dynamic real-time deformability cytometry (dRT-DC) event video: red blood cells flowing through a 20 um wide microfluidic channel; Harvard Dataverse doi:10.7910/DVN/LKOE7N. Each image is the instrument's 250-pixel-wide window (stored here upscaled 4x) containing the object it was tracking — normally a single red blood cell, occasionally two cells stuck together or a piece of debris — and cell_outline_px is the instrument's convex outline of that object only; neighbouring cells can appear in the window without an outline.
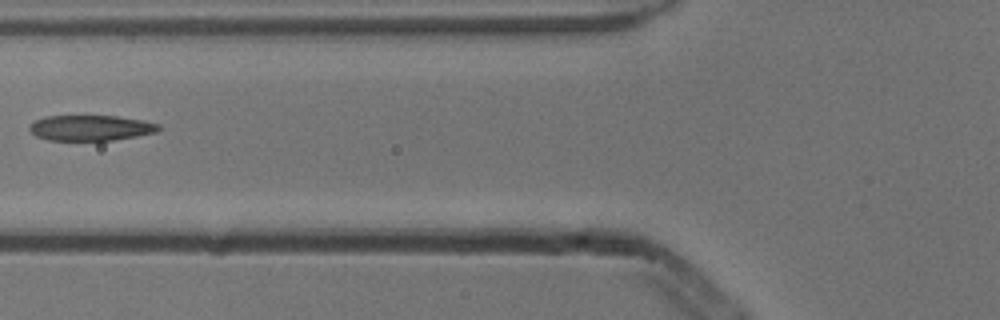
{"species": "common noctule bat (a hibernating species)", "species_latin": "Nyctalus noctula", "temperature_condition": "cold", "stored_images_in_passage": 2, "camera_frame_rate_fps": 3000, "um_per_image_px": 0.085, "animal": {"sex": "male", "body_mass_g": 13.3}, "frame": {"image": 1, "passage_image": 2, "time_ms": 0.333, "image_size_px": [1000, 320], "cell_outline_px": [[160, 128], [156, 132], [136, 136], [112, 140], [48, 140], [36, 136], [28, 128], [36, 120], [44, 116], [116, 116], [144, 120], [160, 124]], "centroid_in_image_um": [7.72, 10.86], "position_along_channel_um": 118.1, "area_um2": 19.07}}